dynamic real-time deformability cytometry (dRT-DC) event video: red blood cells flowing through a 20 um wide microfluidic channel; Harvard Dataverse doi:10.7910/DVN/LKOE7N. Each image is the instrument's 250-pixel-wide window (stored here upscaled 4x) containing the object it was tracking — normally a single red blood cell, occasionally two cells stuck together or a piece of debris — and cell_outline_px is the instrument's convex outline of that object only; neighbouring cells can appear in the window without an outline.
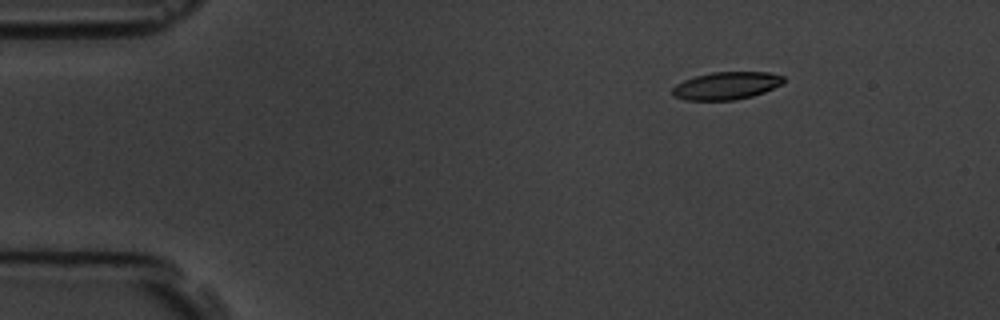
{"species": "common noctule bat (a hibernating species)", "species_latin": "Nyctalus noctula", "temperature_condition": "room temperature", "stored_images_in_passage": 7, "camera_frame_rate_fps": 3000, "um_per_image_px": 0.085, "animal": {"sex": "male", "body_mass_g": 19.5, "forearm_length_mm": 54.6}, "frame": {"image": 1, "passage_image": 1, "time_ms": 0.0, "image_size_px": [1000, 320], "cell_outline_px": [[784, 80], [780, 84], [764, 92], [752, 96], [732, 100], [688, 100], [672, 96], [672, 88], [676, 84], [684, 80], [696, 76], [712, 72], [768, 72], [784, 76]], "centroid_in_image_um": [61.71, 7.28], "position_along_channel_um": 23.3, "area_um2": 17.74}}
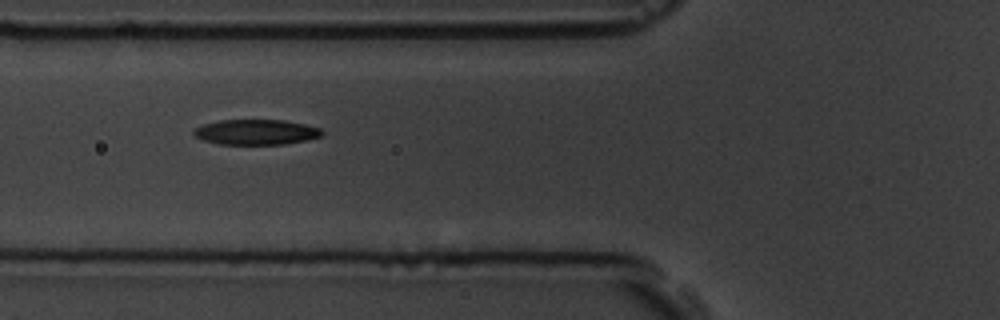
{"frame": {"image": 2, "passage_image": 4, "time_ms": 4.333, "image_size_px": [1000, 320], "cell_outline_px": [[324, 136], [284, 144], [220, 144], [204, 140], [192, 136], [192, 128], [204, 124], [220, 120], [284, 120], [304, 124], [320, 128], [324, 132]], "centroid_in_image_um": [21.74, 11.22], "position_along_channel_um": 104.1, "area_um2": 18.96}}
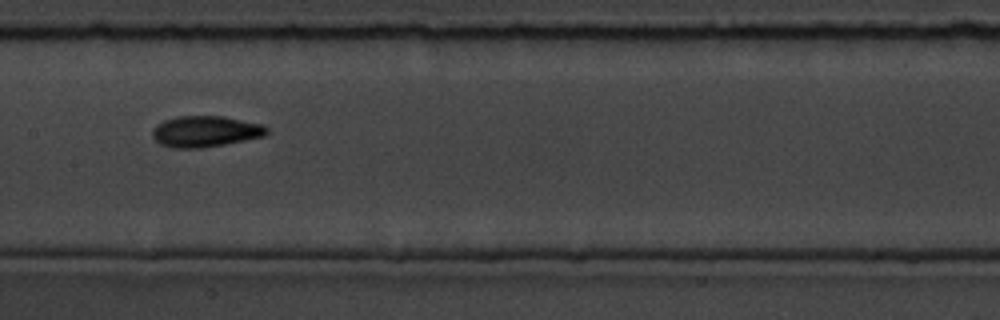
{"frame": {"image": 3, "passage_image": 6, "time_ms": 6.667, "image_size_px": [1000, 320], "cell_outline_px": [[268, 132], [264, 136], [224, 144], [200, 148], [172, 148], [160, 144], [152, 136], [152, 128], [156, 124], [164, 120], [176, 116], [224, 116], [264, 124], [268, 128]], "centroid_in_image_um": [17.44, 11.16], "position_along_channel_um": 190.0, "area_um2": 20.87}}